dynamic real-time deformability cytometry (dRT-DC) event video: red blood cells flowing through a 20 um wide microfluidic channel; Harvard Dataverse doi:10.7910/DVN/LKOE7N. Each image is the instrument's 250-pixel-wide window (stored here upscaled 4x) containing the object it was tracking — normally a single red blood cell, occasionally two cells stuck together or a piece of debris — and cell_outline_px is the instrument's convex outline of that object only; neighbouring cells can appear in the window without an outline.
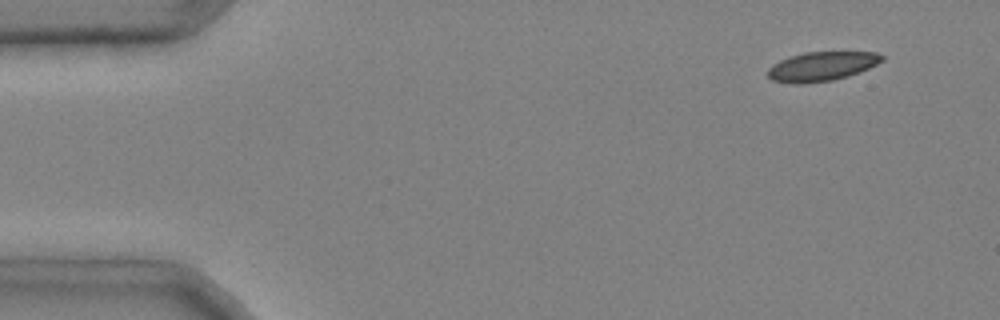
{"species": "common noctule bat (a hibernating species)", "species_latin": "Nyctalus noctula", "temperature_condition": "cold", "stored_images_in_passage": 44, "camera_frame_rate_fps": 3000, "um_per_image_px": 0.085, "animal": {"sex": "male", "body_mass_g": 20.4}, "frame": {"image": 1, "passage_image": 4, "time_ms": 1.0, "image_size_px": [1000, 320], "cell_outline_px": [[884, 60], [868, 68], [832, 80], [796, 84], [772, 80], [768, 76], [768, 68], [772, 64], [780, 60], [804, 52], [876, 52], [884, 56]], "centroid_in_image_um": [69.82, 5.63], "position_along_channel_um": 15.2, "area_um2": 19.07}}
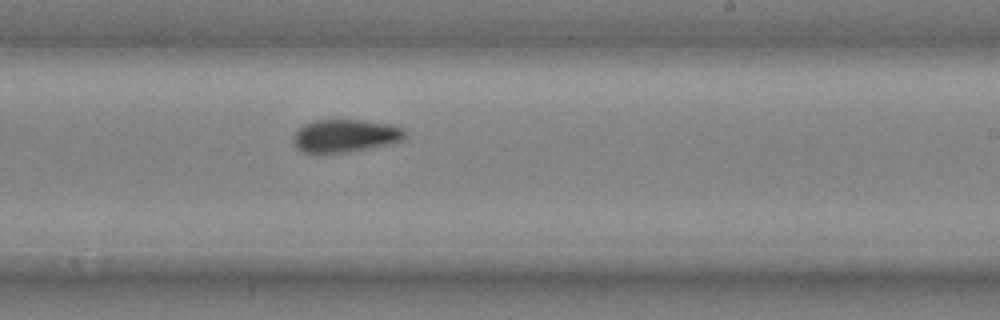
{"frame": {"image": 2, "passage_image": 30, "time_ms": 9.667, "image_size_px": [1000, 320], "cell_outline_px": [[404, 136], [400, 140], [392, 144], [348, 152], [300, 152], [296, 148], [292, 140], [292, 136], [304, 124], [316, 120], [360, 120], [388, 124], [404, 128]], "centroid_in_image_um": [29.31, 11.54], "position_along_channel_um": 259.7, "area_um2": 21.21}}
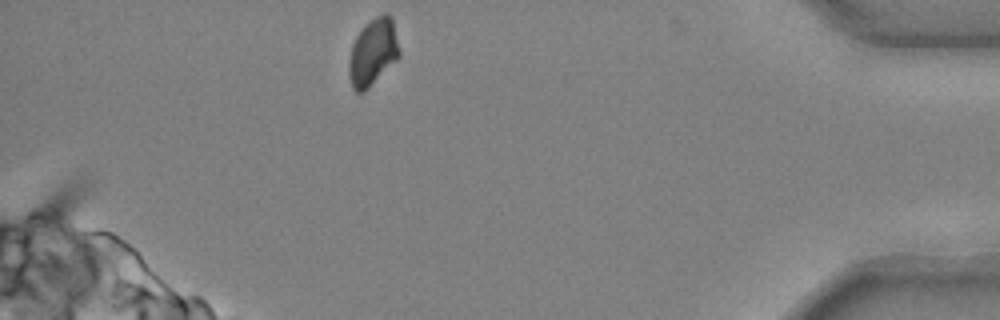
{"frame": {"image": 3, "passage_image": 44, "time_ms": 14.333, "image_size_px": [1000, 320], "cell_outline_px": [[400, 56], [364, 92], [356, 92], [352, 88], [348, 76], [348, 64], [352, 44], [360, 28], [368, 20], [384, 12], [388, 12], [392, 16], [400, 52]], "centroid_in_image_um": [31.68, 4.4], "position_along_channel_um": 403.5, "area_um2": 19.94}, "authors_computed_cell_mechanics": {"area_um2": 20.6635, "velocity_mm_per_s": 3.9736, "shape_relaxation_time_tau1_ms": 2.768, "shape_relaxation_time_tau2_ms": null, "deformation_change_tau1": 0.0699, "deformation_change_tau2": null}}